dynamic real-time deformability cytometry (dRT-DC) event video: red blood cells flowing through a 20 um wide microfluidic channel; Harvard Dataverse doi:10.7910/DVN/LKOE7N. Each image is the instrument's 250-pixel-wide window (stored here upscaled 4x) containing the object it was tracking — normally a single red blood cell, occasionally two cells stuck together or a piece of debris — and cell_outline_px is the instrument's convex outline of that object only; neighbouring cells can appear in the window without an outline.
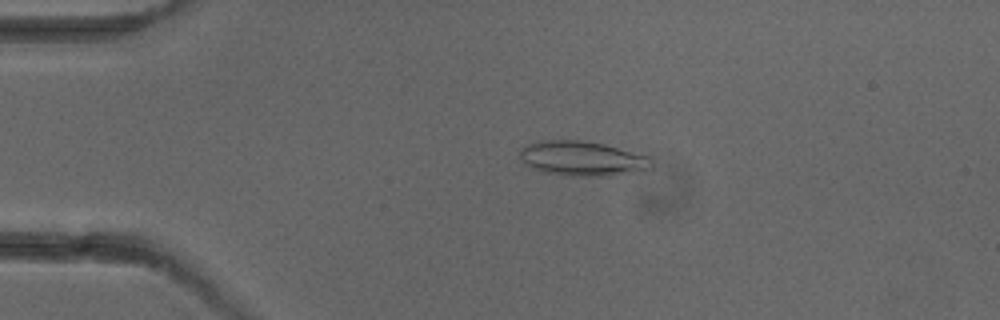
{"species": "common noctule bat (a hibernating species)", "species_latin": "Nyctalus noctula", "temperature_condition": "cold", "stored_images_in_passage": 3, "camera_frame_rate_fps": 3000, "um_per_image_px": 0.085, "animal": {"sex": "female"}, "frame": {"image": 1, "passage_image": 2, "time_ms": 1.0, "image_size_px": [1000, 320], "cell_outline_px": [[652, 168], [608, 176], [572, 176], [540, 172], [532, 168], [520, 156], [520, 148], [528, 144], [540, 140], [580, 140], [604, 144], [648, 156], [652, 160]], "centroid_in_image_um": [49.47, 13.47], "position_along_channel_um": 35.5, "area_um2": 26.47}}